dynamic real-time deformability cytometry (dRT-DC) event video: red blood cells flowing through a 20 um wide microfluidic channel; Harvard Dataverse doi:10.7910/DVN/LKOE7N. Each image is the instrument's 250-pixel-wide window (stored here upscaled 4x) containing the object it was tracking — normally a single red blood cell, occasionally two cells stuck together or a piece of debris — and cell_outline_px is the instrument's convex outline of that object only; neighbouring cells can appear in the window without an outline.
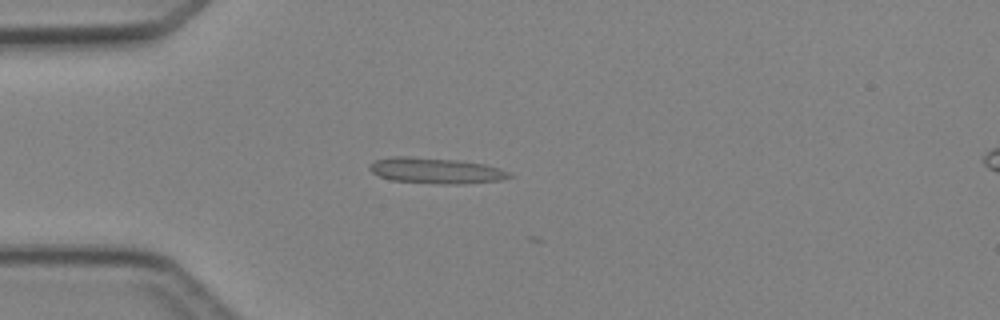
{"species": "Egyptian fruit bat (a non-hibernating species)", "species_latin": "Rousettus aegyptiacus", "temperature_condition": "cold", "stored_images_in_passage": 3, "camera_frame_rate_fps": 3000, "um_per_image_px": 0.085, "animal": {"sex": "female"}, "frame": {"image": 1, "passage_image": 3, "time_ms": 3.0, "image_size_px": [1000, 320], "cell_outline_px": [[512, 176], [500, 180], [464, 184], [440, 184], [392, 180], [380, 176], [372, 172], [368, 168], [368, 164], [376, 160], [392, 156], [408, 156], [456, 160], [484, 164], [500, 168], [508, 172]], "centroid_in_image_um": [37.02, 14.5], "position_along_channel_um": 48.0, "area_um2": 20.92}}